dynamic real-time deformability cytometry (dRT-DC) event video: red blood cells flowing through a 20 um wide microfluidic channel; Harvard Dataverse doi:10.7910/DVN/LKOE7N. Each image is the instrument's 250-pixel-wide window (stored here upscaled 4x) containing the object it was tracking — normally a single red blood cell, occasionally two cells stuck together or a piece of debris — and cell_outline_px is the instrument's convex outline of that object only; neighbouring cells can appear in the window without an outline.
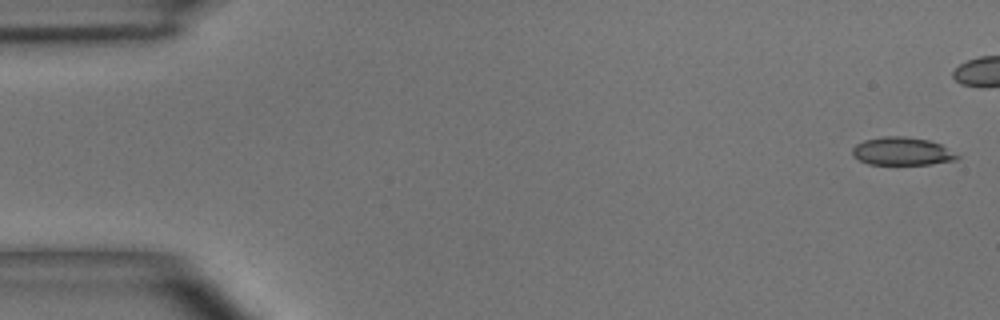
{"species": "common noctule bat (a hibernating species)", "species_latin": "Nyctalus noctula", "temperature_condition": "room temperature", "stored_images_in_passage": 6, "camera_frame_rate_fps": 3000, "um_per_image_px": 0.085, "animal": {"sex": "male", "body_mass_g": 15.6}, "frame": {"image": 1, "passage_image": 1, "time_ms": 0.0, "image_size_px": [1000, 320], "cell_outline_px": [[960, 156], [956, 160], [932, 164], [868, 164], [852, 156], [852, 148], [856, 144], [864, 140], [884, 136], [904, 136], [928, 140], [940, 144]], "centroid_in_image_um": [76.65, 12.86], "position_along_channel_um": 8.3, "area_um2": 17.05}}